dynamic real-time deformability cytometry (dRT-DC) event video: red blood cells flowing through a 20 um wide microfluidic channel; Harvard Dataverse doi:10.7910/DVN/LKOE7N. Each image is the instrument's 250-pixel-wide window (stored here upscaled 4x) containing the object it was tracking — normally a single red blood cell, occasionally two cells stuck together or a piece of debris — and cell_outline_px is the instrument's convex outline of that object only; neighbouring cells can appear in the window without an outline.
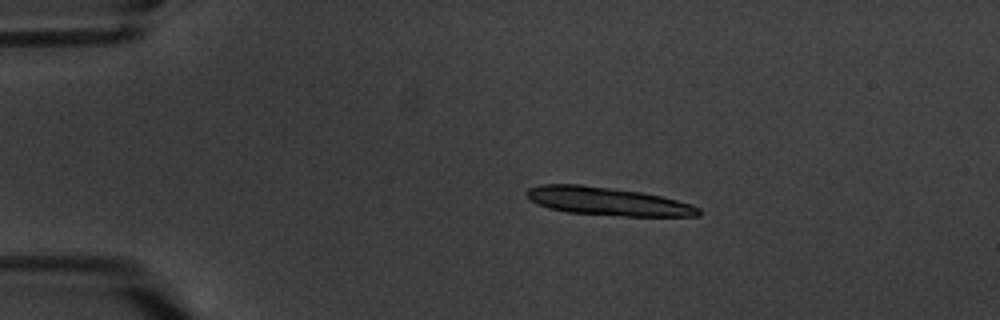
{"species": "common noctule bat (a hibernating species)", "species_latin": "Nyctalus noctula", "temperature_condition": "warm", "stored_images_in_passage": 3, "camera_frame_rate_fps": 3000, "um_per_image_px": 0.085, "animal": {"sex": "male", "body_mass_g": 20.1, "forearm_length_mm": 53.5}, "frame": {"image": 1, "passage_image": 1, "time_ms": 0.0, "image_size_px": [1000, 320], "cell_outline_px": [[700, 216], [624, 216], [568, 212], [548, 208], [536, 204], [524, 192], [528, 188], [540, 184], [580, 184], [640, 192], [660, 196], [692, 204], [700, 208]], "centroid_in_image_um": [51.62, 17.11], "position_along_channel_um": 33.4, "area_um2": 28.09}}